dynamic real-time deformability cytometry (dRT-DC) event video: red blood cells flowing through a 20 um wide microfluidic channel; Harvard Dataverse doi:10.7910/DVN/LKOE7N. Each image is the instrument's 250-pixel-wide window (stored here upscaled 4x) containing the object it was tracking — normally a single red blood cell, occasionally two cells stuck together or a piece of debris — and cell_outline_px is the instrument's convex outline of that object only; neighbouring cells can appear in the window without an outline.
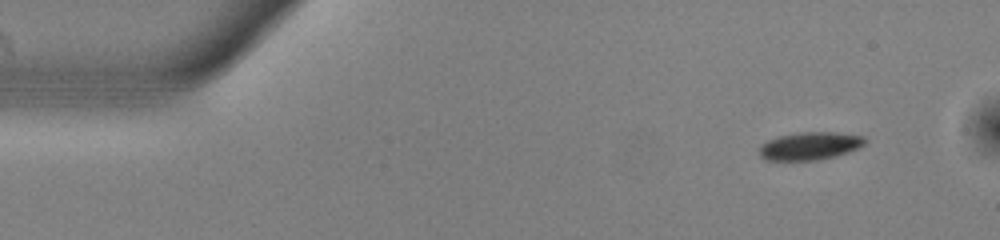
{"species": "common noctule bat (a hibernating species)", "species_latin": "Nyctalus noctula", "temperature_condition": "warm", "stored_images_in_passage": 50, "camera_frame_rate_fps": 3000, "um_per_image_px": 0.085, "animal": {"sex": "male", "body_mass_g": 13.0, "forearm_length_mm": 53.1}, "frame": {"image": 1, "passage_image": 1, "time_ms": 0.0, "image_size_px": [1000, 240], "cell_outline_px": [[868, 140], [860, 148], [836, 156], [816, 160], [764, 160], [760, 156], [760, 144], [768, 140], [780, 136], [800, 132], [836, 132], [864, 136]], "centroid_in_image_um": [68.87, 12.4], "position_along_channel_um": 16.1, "area_um2": 17.22}}
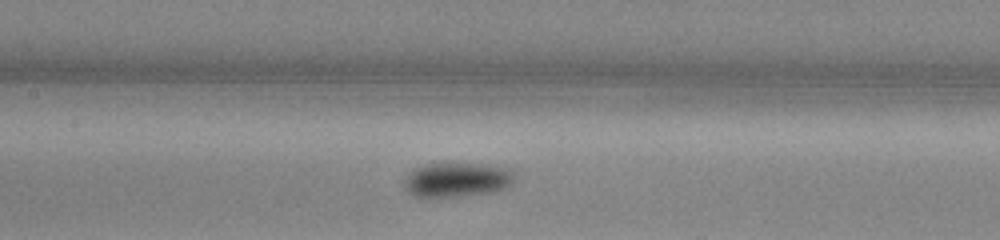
{"frame": {"image": 2, "passage_image": 21, "time_ms": 6.667, "image_size_px": [1000, 240], "cell_outline_px": [[516, 176], [512, 184], [508, 188], [496, 192], [432, 200], [428, 200], [412, 196], [404, 188], [404, 180], [420, 164], [432, 160], [456, 160], [492, 164], [512, 168]], "centroid_in_image_um": [38.85, 15.24], "position_along_channel_um": 168.5, "area_um2": 24.68}}
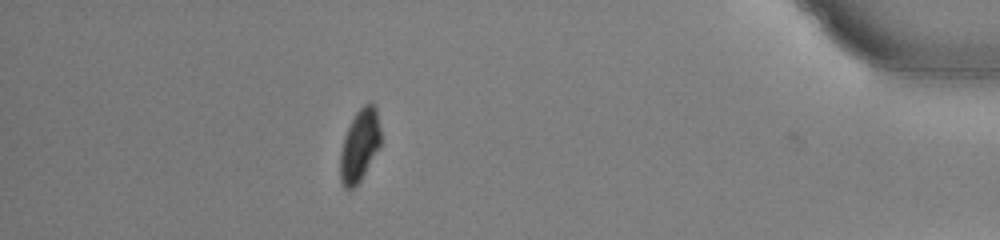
{"frame": {"image": 3, "passage_image": 44, "time_ms": 14.333, "image_size_px": [1000, 240], "cell_outline_px": [[380, 144], [360, 180], [352, 188], [344, 188], [340, 180], [340, 152], [344, 136], [356, 112], [364, 104], [372, 104], [376, 108], [380, 128]], "centroid_in_image_um": [30.54, 12.35], "position_along_channel_um": 404.7, "area_um2": 16.59}, "authors_computed_cell_mechanics": {"area_um2": 18.785, "velocity_mm_per_s": 3.7705, "shape_relaxation_time_tau1_ms": 2.257, "shape_relaxation_time_tau2_ms": null, "deformation_change_tau1": 0.0911, "deformation_change_tau2": null}}